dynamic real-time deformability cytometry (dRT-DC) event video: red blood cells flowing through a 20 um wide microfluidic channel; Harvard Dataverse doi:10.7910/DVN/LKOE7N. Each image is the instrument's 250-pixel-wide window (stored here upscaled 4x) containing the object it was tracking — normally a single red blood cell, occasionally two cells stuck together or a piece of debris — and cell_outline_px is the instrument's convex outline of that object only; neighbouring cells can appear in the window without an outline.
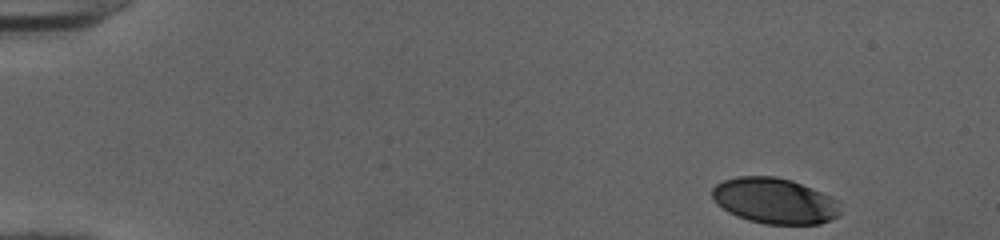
{"species": "human", "species_latin": "Homo sapiens", "temperature_condition": "cold", "stored_images_in_passage": 44, "camera_frame_rate_fps": 3000, "um_per_image_px": 0.085, "donor": {"sex": "female"}, "frame": {"image": 1, "passage_image": 1, "time_ms": 0.0, "image_size_px": [1000, 240], "cell_outline_px": [[840, 212], [836, 216], [820, 224], [764, 224], [748, 220], [736, 216], [728, 212], [716, 204], [712, 200], [712, 188], [716, 184], [724, 180], [736, 176], [776, 176], [792, 180], [820, 192], [836, 200]], "centroid_in_image_um": [65.77, 17.07], "position_along_channel_um": 19.2, "area_um2": 34.04}}
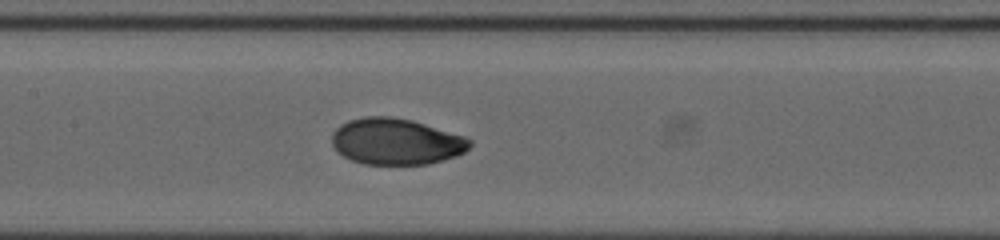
{"frame": {"image": 2, "passage_image": 22, "time_ms": 7.0, "image_size_px": [1000, 240], "cell_outline_px": [[472, 144], [464, 152], [456, 156], [428, 164], [364, 164], [352, 160], [336, 152], [332, 144], [332, 132], [340, 124], [348, 120], [364, 116], [388, 116], [412, 120], [464, 136], [472, 140]], "centroid_in_image_um": [33.64, 12.02], "position_along_channel_um": 173.8, "area_um2": 37.28}}
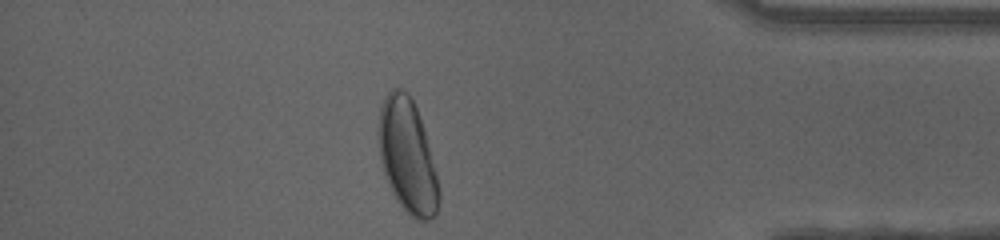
{"frame": {"image": 3, "passage_image": 41, "time_ms": 13.333, "image_size_px": [1000, 240], "cell_outline_px": [[440, 200], [436, 212], [432, 220], [420, 220], [408, 216], [396, 200], [384, 176], [380, 160], [376, 132], [376, 128], [380, 104], [384, 96], [392, 88], [400, 88], [408, 92], [416, 108], [424, 132], [436, 172], [440, 192]], "centroid_in_image_um": [34.58, 13.28], "position_along_channel_um": 400.6, "area_um2": 40.58}, "authors_computed_cell_mechanics": {"area_um2": 36.1828, "velocity_mm_per_s": 4.0152, "shape_relaxation_time_tau1_ms": 3.7926, "shape_relaxation_time_tau2_ms": null, "deformation_change_tau1": 0.1773, "deformation_change_tau2": null}}